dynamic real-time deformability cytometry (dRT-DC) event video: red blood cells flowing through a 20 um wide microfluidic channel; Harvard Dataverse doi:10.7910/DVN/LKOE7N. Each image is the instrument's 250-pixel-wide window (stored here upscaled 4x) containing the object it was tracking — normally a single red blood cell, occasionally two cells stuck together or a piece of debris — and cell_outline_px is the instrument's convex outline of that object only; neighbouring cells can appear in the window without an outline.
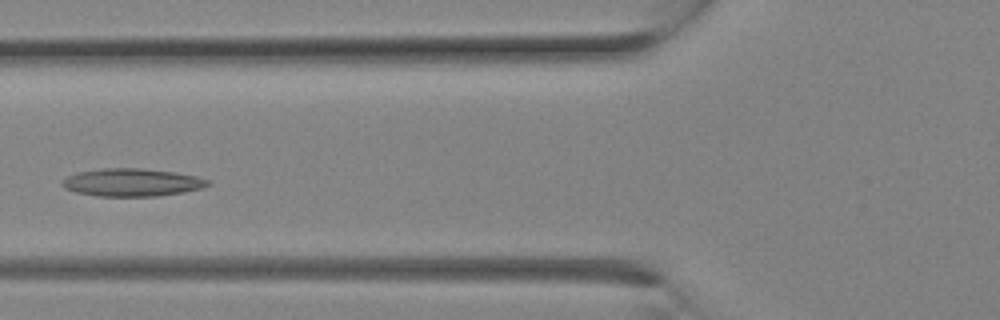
{"species": "Egyptian fruit bat (a non-hibernating species)", "species_latin": "Rousettus aegyptiacus", "temperature_condition": "room temperature", "stored_images_in_passage": 9, "camera_frame_rate_fps": 3000, "um_per_image_px": 0.085, "animal": {"sex": "female"}, "frame": {"image": 1, "passage_image": 8, "time_ms": 2.333, "image_size_px": [1000, 320], "cell_outline_px": [[212, 184], [200, 188], [184, 192], [156, 196], [96, 196], [76, 192], [64, 188], [60, 184], [68, 176], [76, 172], [104, 168], [140, 168], [172, 172], [196, 176], [212, 180]], "centroid_in_image_um": [11.22, 15.5], "position_along_channel_um": 114.6, "area_um2": 23.58}}